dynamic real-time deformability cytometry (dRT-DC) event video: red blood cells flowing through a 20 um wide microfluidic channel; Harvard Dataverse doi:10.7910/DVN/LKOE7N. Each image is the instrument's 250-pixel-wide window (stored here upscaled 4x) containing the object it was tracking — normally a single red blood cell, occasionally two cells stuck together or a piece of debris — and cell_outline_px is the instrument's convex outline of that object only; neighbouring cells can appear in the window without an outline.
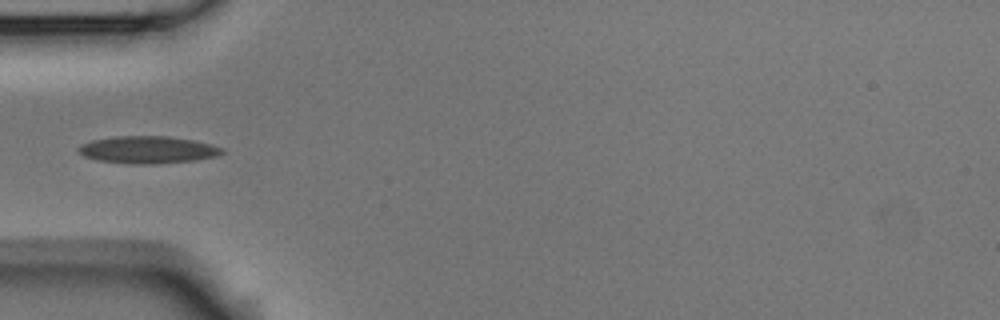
{"species": "Egyptian fruit bat (a non-hibernating species)", "species_latin": "Rousettus aegyptiacus", "temperature_condition": "room temperature", "stored_images_in_passage": 3, "camera_frame_rate_fps": 3000, "um_per_image_px": 0.085, "animal": {"sex": "male"}, "frame": {"image": 1, "passage_image": 2, "time_ms": 0.333, "image_size_px": [1000, 320], "cell_outline_px": [[224, 152], [216, 156], [196, 160], [152, 164], [132, 164], [96, 160], [84, 156], [76, 148], [80, 144], [92, 140], [116, 136], [168, 136], [192, 140], [212, 144], [224, 148]], "centroid_in_image_um": [12.55, 12.73], "position_along_channel_um": 72.4, "area_um2": 22.89}}
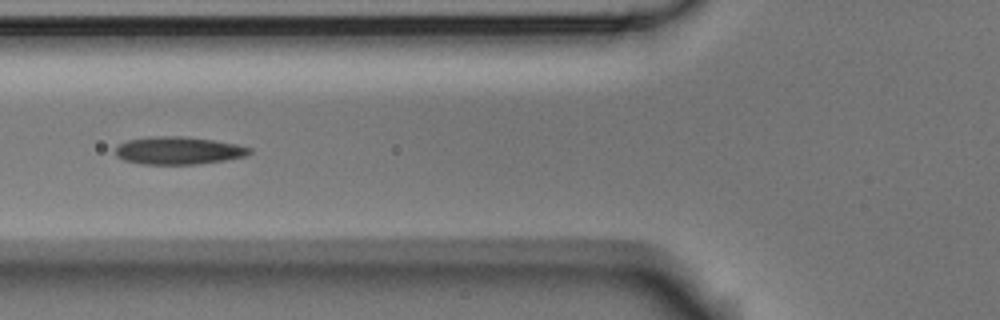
{"frame": {"image": 2, "passage_image": 3, "time_ms": 0.667, "image_size_px": [1000, 320], "cell_outline_px": [[252, 152], [244, 156], [224, 160], [196, 164], [144, 164], [124, 160], [116, 156], [116, 148], [120, 144], [128, 140], [148, 136], [180, 136], [212, 140], [236, 144], [252, 148]], "centroid_in_image_um": [15.15, 12.79], "position_along_channel_um": 110.6, "area_um2": 21.44}}